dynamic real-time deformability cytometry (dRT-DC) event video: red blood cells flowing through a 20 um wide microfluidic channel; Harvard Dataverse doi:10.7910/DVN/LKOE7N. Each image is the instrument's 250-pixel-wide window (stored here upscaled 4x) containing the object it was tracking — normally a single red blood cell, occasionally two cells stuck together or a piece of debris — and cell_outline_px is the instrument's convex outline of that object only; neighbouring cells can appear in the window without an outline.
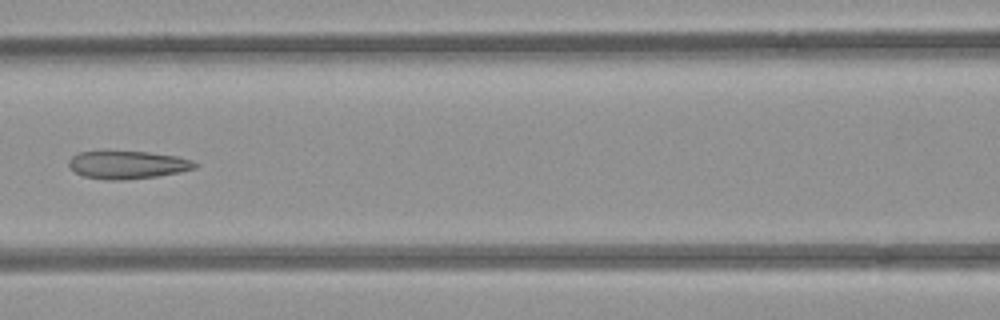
{"species": "common noctule bat (a hibernating species)", "species_latin": "Nyctalus noctula", "temperature_condition": "room temperature", "stored_images_in_passage": 5, "camera_frame_rate_fps": 3000, "um_per_image_px": 0.085, "animal": {"sex": "female", "body_mass_g": 21.9}, "frame": {"image": 1, "passage_image": 4, "time_ms": 3.333, "image_size_px": [1000, 320], "cell_outline_px": [[200, 164], [196, 168], [180, 172], [156, 176], [124, 180], [104, 180], [84, 176], [76, 172], [68, 164], [68, 160], [72, 156], [80, 152], [148, 152], [176, 156], [192, 160]], "centroid_in_image_um": [10.88, 14.02], "position_along_channel_um": 155.7, "area_um2": 20.35}}
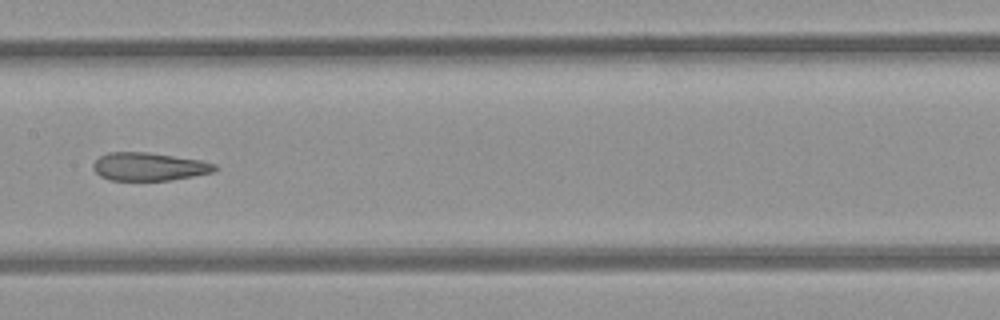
{"frame": {"image": 2, "passage_image": 5, "time_ms": 4.333, "image_size_px": [1000, 320], "cell_outline_px": [[220, 168], [212, 172], [192, 176], [168, 180], [108, 180], [100, 176], [92, 168], [92, 164], [100, 156], [108, 152], [148, 152], [200, 160], [216, 164]], "centroid_in_image_um": [12.65, 14.16], "position_along_channel_um": 194.8, "area_um2": 19.88}}